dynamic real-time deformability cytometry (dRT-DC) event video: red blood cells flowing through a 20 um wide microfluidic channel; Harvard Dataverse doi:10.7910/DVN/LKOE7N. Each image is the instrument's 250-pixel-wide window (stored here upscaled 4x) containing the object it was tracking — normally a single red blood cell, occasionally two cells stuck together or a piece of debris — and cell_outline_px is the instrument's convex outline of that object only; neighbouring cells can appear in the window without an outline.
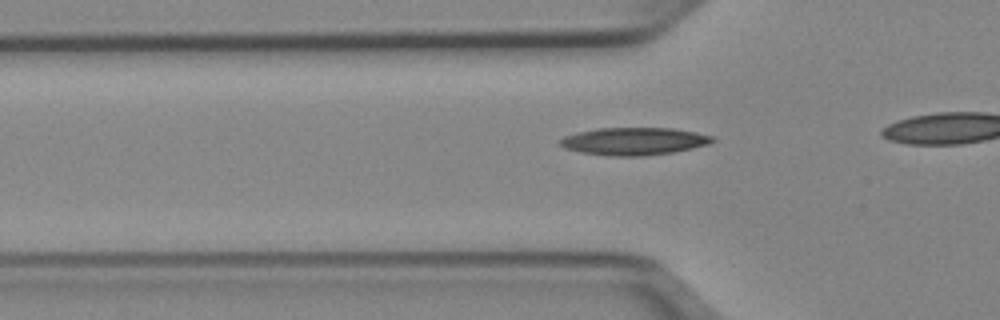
{"species": "Egyptian fruit bat (a non-hibernating species)", "species_latin": "Rousettus aegyptiacus", "temperature_condition": "cold", "stored_images_in_passage": 21, "camera_frame_rate_fps": 3000, "um_per_image_px": 0.085, "animal": {"sex": "female"}, "frame": {"image": 1, "passage_image": 13, "time_ms": 4.0, "image_size_px": [1000, 320], "cell_outline_px": [[716, 140], [708, 144], [692, 148], [672, 152], [644, 156], [612, 156], [580, 152], [564, 148], [560, 144], [560, 140], [564, 136], [596, 128], [672, 128], [696, 132], [716, 136]], "centroid_in_image_um": [53.92, 12.0], "position_along_channel_um": 71.9, "area_um2": 24.45}}